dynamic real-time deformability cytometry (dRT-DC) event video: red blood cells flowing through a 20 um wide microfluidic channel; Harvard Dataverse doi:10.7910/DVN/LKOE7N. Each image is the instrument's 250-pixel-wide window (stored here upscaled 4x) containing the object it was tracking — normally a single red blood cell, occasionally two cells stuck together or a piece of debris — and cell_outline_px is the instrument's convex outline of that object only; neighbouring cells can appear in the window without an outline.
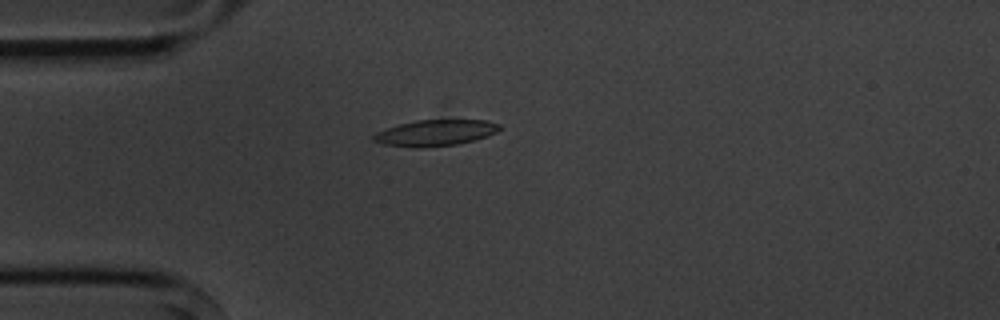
{"species": "common noctule bat (a hibernating species)", "species_latin": "Nyctalus noctula", "temperature_condition": "cold", "stored_images_in_passage": 4, "camera_frame_rate_fps": 3000, "um_per_image_px": 0.085, "animal": {"sex": "male", "body_mass_g": 20.1, "forearm_length_mm": 53.5}, "frame": {"image": 1, "passage_image": 4, "time_ms": 4.0, "image_size_px": [1000, 320], "cell_outline_px": [[500, 128], [496, 132], [488, 136], [460, 144], [420, 148], [416, 148], [384, 144], [372, 140], [372, 136], [376, 132], [400, 124], [416, 120], [488, 120], [500, 124]], "centroid_in_image_um": [37.02, 11.3], "position_along_channel_um": 48.0, "area_um2": 19.19}}